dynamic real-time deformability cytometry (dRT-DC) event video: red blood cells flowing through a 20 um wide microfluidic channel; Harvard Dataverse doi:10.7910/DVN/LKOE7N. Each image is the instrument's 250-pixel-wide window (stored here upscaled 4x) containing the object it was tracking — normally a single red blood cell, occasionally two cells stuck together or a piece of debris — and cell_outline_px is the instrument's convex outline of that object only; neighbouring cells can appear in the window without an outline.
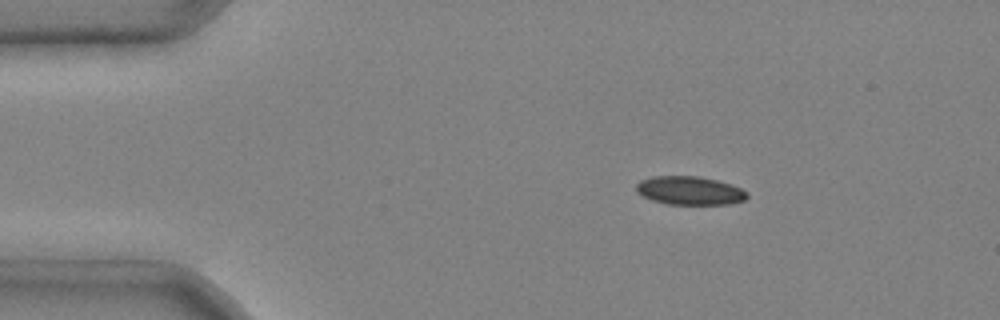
{"species": "common noctule bat (a hibernating species)", "species_latin": "Nyctalus noctula", "temperature_condition": "cold", "stored_images_in_passage": 4, "camera_frame_rate_fps": 3000, "um_per_image_px": 0.085, "animal": {"sex": "male", "body_mass_g": 20.4}, "frame": {"image": 1, "passage_image": 1, "time_ms": 0.0, "image_size_px": [1000, 320], "cell_outline_px": [[748, 196], [744, 200], [732, 204], [668, 204], [652, 200], [640, 196], [636, 192], [636, 184], [640, 180], [652, 176], [700, 176], [732, 184], [748, 192]], "centroid_in_image_um": [58.61, 16.2], "position_along_channel_um": 26.4, "area_um2": 18.61}}
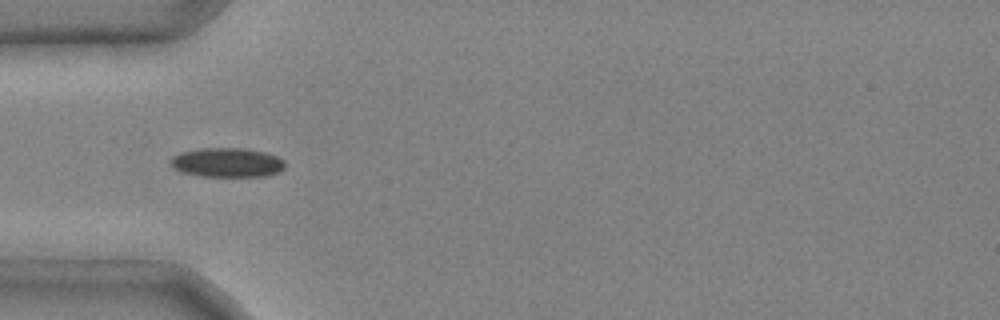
{"frame": {"image": 2, "passage_image": 3, "time_ms": 0.667, "image_size_px": [1000, 320], "cell_outline_px": [[284, 168], [280, 172], [264, 176], [200, 176], [180, 172], [172, 168], [168, 160], [172, 156], [180, 152], [200, 148], [240, 148], [264, 152], [276, 156], [284, 160]], "centroid_in_image_um": [19.24, 13.81], "position_along_channel_um": 65.8, "area_um2": 19.71}}